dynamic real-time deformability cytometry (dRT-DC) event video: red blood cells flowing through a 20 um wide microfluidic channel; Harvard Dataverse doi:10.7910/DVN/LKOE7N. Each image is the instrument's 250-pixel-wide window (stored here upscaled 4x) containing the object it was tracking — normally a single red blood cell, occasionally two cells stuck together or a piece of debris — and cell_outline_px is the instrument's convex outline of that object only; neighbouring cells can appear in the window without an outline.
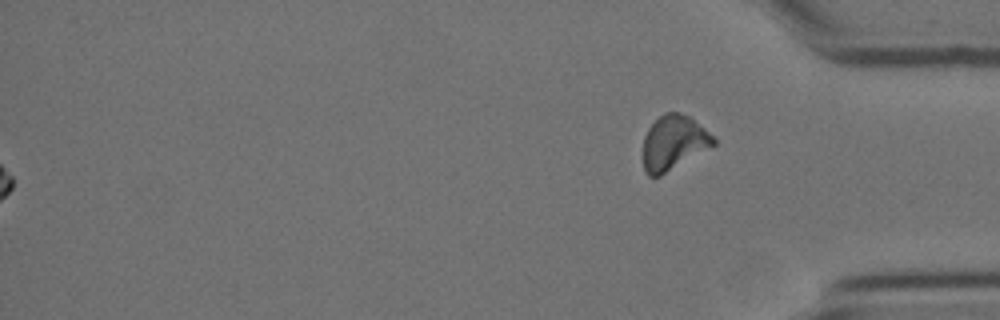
{"species": "Egyptian fruit bat (a non-hibernating species)", "species_latin": "Rousettus aegyptiacus", "temperature_condition": "cold", "stored_images_in_passage": 59, "segment_of_instrument_passage": [2, 2], "camera_frame_rate_fps": 3000, "um_per_image_px": 0.085, "animal": {"sex": "female"}, "frame": {"image": 1, "passage_image": 59, "time_ms": 19.333, "image_size_px": [1000, 320], "cell_outline_px": [[716, 144], [660, 176], [648, 176], [644, 172], [640, 156], [644, 136], [648, 128], [664, 112], [680, 112], [688, 116], [704, 128], [716, 140]], "centroid_in_image_um": [57.18, 12.15], "position_along_channel_um": 378.0, "area_um2": 22.6}}